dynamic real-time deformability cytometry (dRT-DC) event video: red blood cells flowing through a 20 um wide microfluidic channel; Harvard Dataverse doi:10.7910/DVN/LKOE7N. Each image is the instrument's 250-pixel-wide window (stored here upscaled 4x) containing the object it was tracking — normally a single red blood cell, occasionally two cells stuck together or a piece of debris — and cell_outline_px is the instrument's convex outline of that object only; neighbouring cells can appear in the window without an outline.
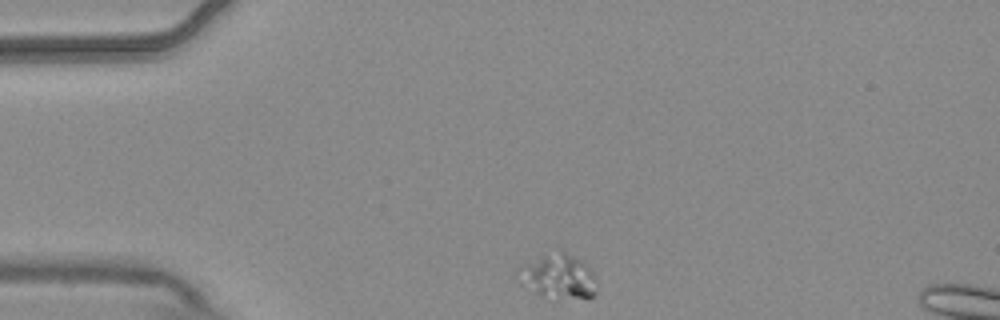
{"species": "common noctule bat (a hibernating species)", "species_latin": "Nyctalus noctula", "temperature_condition": "warm", "stored_images_in_passage": 2, "camera_frame_rate_fps": 3000, "um_per_image_px": 0.085, "animal": {"sex": "male", "body_mass_g": 20.4}, "frame": {"image": 1, "passage_image": 1, "time_ms": 0.0, "image_size_px": [1000, 320], "cell_outline_px": [[596, 292], [588, 300], [540, 296], [516, 272], [516, 264], [560, 248], [580, 260], [596, 276]], "centroid_in_image_um": [47.47, 23.45], "position_along_channel_um": 37.5, "area_um2": 20.63}}